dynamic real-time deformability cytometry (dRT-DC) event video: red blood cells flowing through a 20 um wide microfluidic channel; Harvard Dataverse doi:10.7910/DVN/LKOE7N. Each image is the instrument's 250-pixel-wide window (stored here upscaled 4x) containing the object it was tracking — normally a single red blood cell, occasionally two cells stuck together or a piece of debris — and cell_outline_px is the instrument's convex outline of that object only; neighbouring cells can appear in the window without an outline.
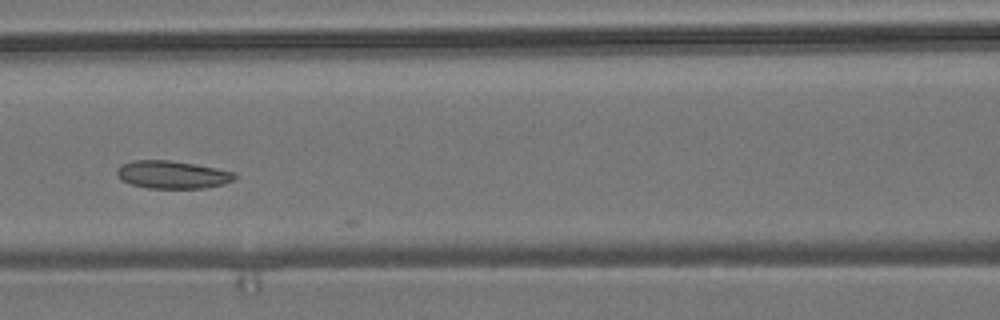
{"species": "common noctule bat (a hibernating species)", "species_latin": "Nyctalus noctula", "temperature_condition": "room temperature", "stored_images_in_passage": 8, "camera_frame_rate_fps": 3000, "um_per_image_px": 0.085, "animal": {"sex": "male", "body_mass_g": 19.2, "forearm_length_mm": 51.8}, "frame": {"image": 1, "passage_image": 7, "time_ms": 2.0, "image_size_px": [1000, 320], "cell_outline_px": [[236, 180], [224, 184], [204, 188], [148, 188], [132, 184], [120, 180], [116, 172], [116, 168], [120, 164], [132, 160], [168, 160], [216, 168], [236, 172]], "centroid_in_image_um": [14.64, 14.84], "position_along_channel_um": 152.0, "area_um2": 19.19}}
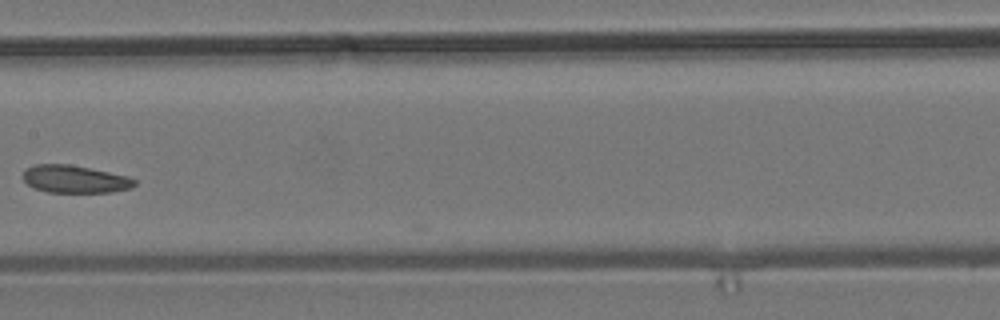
{"frame": {"image": 2, "passage_image": 8, "time_ms": 2.333, "image_size_px": [1000, 320], "cell_outline_px": [[136, 184], [132, 188], [112, 192], [48, 192], [36, 188], [28, 184], [24, 180], [24, 168], [36, 164], [68, 164], [108, 172], [124, 176], [136, 180]], "centroid_in_image_um": [6.35, 15.23], "position_along_channel_um": 201.1, "area_um2": 17.69}}